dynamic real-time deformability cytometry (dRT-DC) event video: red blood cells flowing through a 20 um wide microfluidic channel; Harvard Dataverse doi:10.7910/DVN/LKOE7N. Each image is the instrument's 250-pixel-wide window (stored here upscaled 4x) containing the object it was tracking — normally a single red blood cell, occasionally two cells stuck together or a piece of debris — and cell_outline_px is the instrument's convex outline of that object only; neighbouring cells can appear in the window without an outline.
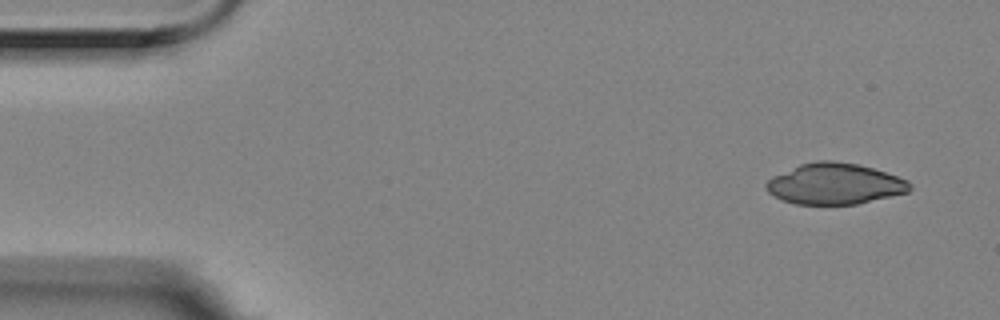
{"species": "Egyptian fruit bat (a non-hibernating species)", "species_latin": "Rousettus aegyptiacus", "temperature_condition": "room temperature", "stored_images_in_passage": 4, "camera_frame_rate_fps": 3000, "um_per_image_px": 0.085, "animal": {"sex": "female"}, "frame": {"image": 1, "passage_image": 1, "time_ms": 0.0, "image_size_px": [1000, 320], "cell_outline_px": [[912, 188], [908, 192], [856, 204], [796, 204], [784, 200], [768, 192], [764, 188], [764, 184], [772, 176], [800, 164], [816, 160], [832, 160], [856, 164], [872, 168], [908, 180], [912, 184]], "centroid_in_image_um": [70.94, 15.62], "position_along_channel_um": 14.1, "area_um2": 34.16}}